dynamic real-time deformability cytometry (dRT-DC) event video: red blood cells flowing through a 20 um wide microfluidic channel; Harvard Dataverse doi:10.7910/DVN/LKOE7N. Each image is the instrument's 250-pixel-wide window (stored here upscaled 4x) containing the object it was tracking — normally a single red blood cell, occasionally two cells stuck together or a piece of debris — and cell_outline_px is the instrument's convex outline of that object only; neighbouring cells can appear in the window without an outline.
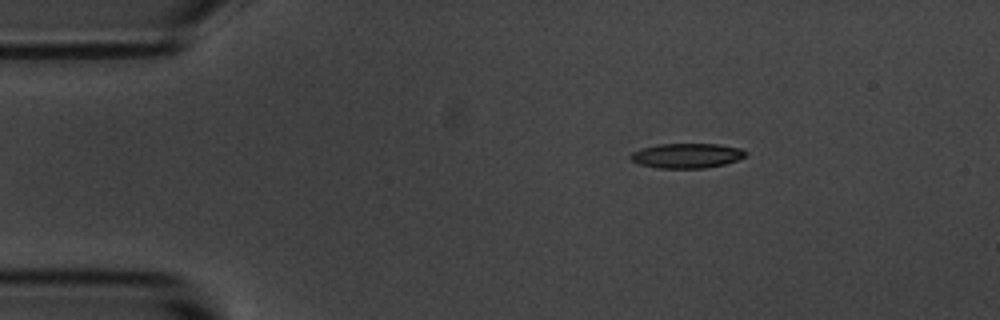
{"species": "common noctule bat (a hibernating species)", "species_latin": "Nyctalus noctula", "temperature_condition": "room temperature", "stored_images_in_passage": 3, "camera_frame_rate_fps": 3000, "um_per_image_px": 0.085, "animal": {"sex": "male", "body_mass_g": 20.1, "forearm_length_mm": 53.5}, "frame": {"image": 1, "passage_image": 1, "time_ms": 0.0, "image_size_px": [1000, 320], "cell_outline_px": [[748, 156], [724, 164], [704, 168], [656, 168], [640, 164], [632, 160], [628, 156], [632, 152], [640, 148], [656, 144], [720, 144], [740, 148], [748, 152]], "centroid_in_image_um": [58.37, 13.22], "position_along_channel_um": 26.6, "area_um2": 16.76}}
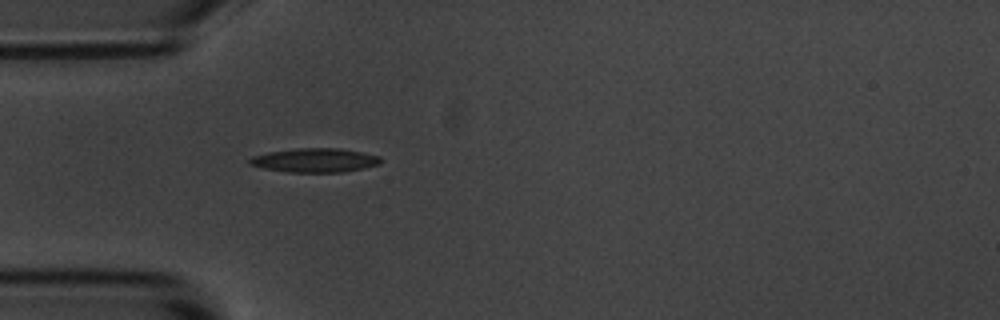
{"frame": {"image": 2, "passage_image": 3, "time_ms": 2.333, "image_size_px": [1000, 320], "cell_outline_px": [[380, 164], [364, 168], [344, 172], [288, 172], [264, 168], [248, 164], [248, 160], [252, 156], [268, 152], [296, 148], [340, 148], [380, 156]], "centroid_in_image_um": [26.75, 13.62], "position_along_channel_um": 58.3, "area_um2": 18.32}}